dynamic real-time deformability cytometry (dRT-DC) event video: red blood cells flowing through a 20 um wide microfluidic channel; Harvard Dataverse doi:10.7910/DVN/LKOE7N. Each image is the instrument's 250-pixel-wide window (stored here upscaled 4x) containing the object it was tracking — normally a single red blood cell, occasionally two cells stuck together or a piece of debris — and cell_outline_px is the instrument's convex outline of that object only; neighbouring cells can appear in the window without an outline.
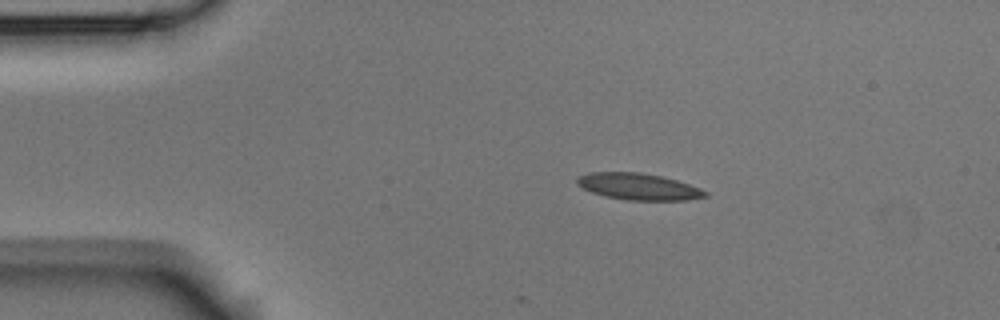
{"species": "Egyptian fruit bat (a non-hibernating species)", "species_latin": "Rousettus aegyptiacus", "temperature_condition": "room temperature", "stored_images_in_passage": 3, "segment_of_instrument_passage": [1, 2], "camera_frame_rate_fps": 3000, "um_per_image_px": 0.085, "animal": {"sex": "male"}, "frame": {"image": 1, "passage_image": 1, "time_ms": 0.0, "image_size_px": [1000, 320], "cell_outline_px": [[708, 196], [684, 200], [628, 200], [604, 196], [592, 192], [576, 184], [576, 176], [588, 172], [640, 172], [664, 176], [700, 188], [708, 192]], "centroid_in_image_um": [54.24, 15.85], "position_along_channel_um": 30.8, "area_um2": 19.94}}